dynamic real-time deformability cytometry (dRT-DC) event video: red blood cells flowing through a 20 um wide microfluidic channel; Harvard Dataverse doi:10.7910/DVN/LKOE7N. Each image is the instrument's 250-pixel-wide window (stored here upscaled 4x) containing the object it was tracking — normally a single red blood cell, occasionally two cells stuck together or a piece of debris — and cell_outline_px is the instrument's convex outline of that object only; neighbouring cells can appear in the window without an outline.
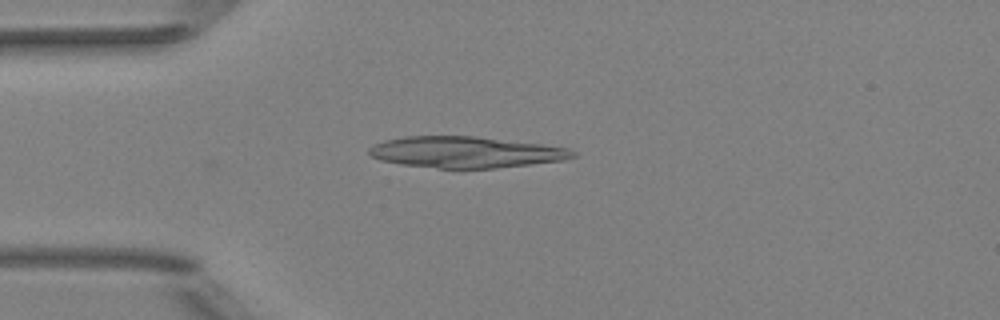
{"species": "Egyptian fruit bat (a non-hibernating species)", "species_latin": "Rousettus aegyptiacus", "temperature_condition": "room temperature", "stored_images_in_passage": 46, "camera_frame_rate_fps": 3000, "um_per_image_px": 0.085, "animal": {"sex": "female"}, "frame": {"image": 1, "passage_image": 9, "time_ms": 2.667, "image_size_px": [1000, 320], "cell_outline_px": [[576, 156], [560, 160], [496, 168], [436, 168], [400, 164], [380, 160], [372, 156], [368, 152], [368, 148], [384, 140], [404, 136], [476, 136], [540, 144], [568, 148], [576, 152]], "centroid_in_image_um": [39.53, 12.93], "position_along_channel_um": 45.5, "area_um2": 36.82}}